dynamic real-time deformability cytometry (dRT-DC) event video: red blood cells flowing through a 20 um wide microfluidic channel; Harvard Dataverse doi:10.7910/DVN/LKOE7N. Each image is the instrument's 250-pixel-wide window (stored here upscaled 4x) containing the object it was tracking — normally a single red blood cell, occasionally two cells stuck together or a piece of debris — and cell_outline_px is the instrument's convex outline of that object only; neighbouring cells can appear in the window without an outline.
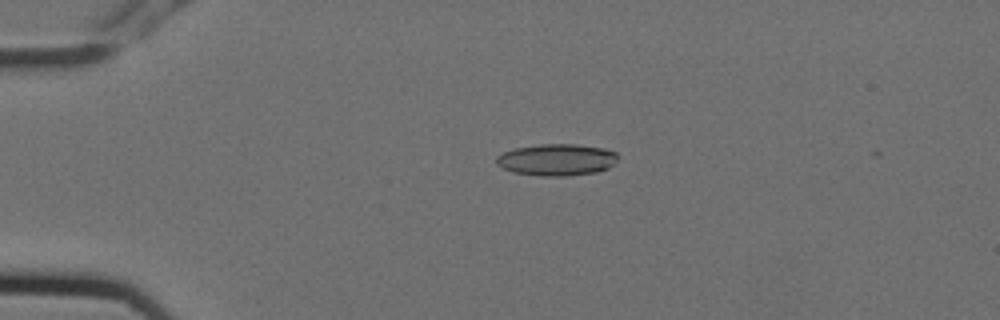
{"species": "Egyptian fruit bat (a non-hibernating species)", "species_latin": "Rousettus aegyptiacus", "temperature_condition": "cold", "stored_images_in_passage": 5, "camera_frame_rate_fps": 3000, "um_per_image_px": 0.085, "animal": {"sex": "female"}, "frame": {"image": 1, "passage_image": 4, "time_ms": 1.0, "image_size_px": [1000, 320], "cell_outline_px": [[616, 160], [608, 168], [596, 172], [564, 176], [540, 176], [512, 172], [496, 164], [496, 156], [504, 152], [516, 148], [540, 144], [576, 144], [604, 148], [616, 152]], "centroid_in_image_um": [47.3, 13.58], "position_along_channel_um": 37.7, "area_um2": 22.37}}